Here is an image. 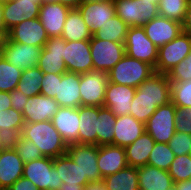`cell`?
Here are the masks:
<instances>
[{
  "label": "cell",
  "instance_id": "cell-56",
  "mask_svg": "<svg viewBox=\"0 0 191 190\" xmlns=\"http://www.w3.org/2000/svg\"><path fill=\"white\" fill-rule=\"evenodd\" d=\"M58 190H84V186L76 184V185H67L66 183H62Z\"/></svg>",
  "mask_w": 191,
  "mask_h": 190
},
{
  "label": "cell",
  "instance_id": "cell-16",
  "mask_svg": "<svg viewBox=\"0 0 191 190\" xmlns=\"http://www.w3.org/2000/svg\"><path fill=\"white\" fill-rule=\"evenodd\" d=\"M77 9L92 35L116 15L114 3L109 0L81 3Z\"/></svg>",
  "mask_w": 191,
  "mask_h": 190
},
{
  "label": "cell",
  "instance_id": "cell-55",
  "mask_svg": "<svg viewBox=\"0 0 191 190\" xmlns=\"http://www.w3.org/2000/svg\"><path fill=\"white\" fill-rule=\"evenodd\" d=\"M173 190H191V180L175 182Z\"/></svg>",
  "mask_w": 191,
  "mask_h": 190
},
{
  "label": "cell",
  "instance_id": "cell-40",
  "mask_svg": "<svg viewBox=\"0 0 191 190\" xmlns=\"http://www.w3.org/2000/svg\"><path fill=\"white\" fill-rule=\"evenodd\" d=\"M174 159L175 155L167 143H155L148 159V165L168 171Z\"/></svg>",
  "mask_w": 191,
  "mask_h": 190
},
{
  "label": "cell",
  "instance_id": "cell-34",
  "mask_svg": "<svg viewBox=\"0 0 191 190\" xmlns=\"http://www.w3.org/2000/svg\"><path fill=\"white\" fill-rule=\"evenodd\" d=\"M117 116L104 106L98 107L97 116V145H113L114 140V125Z\"/></svg>",
  "mask_w": 191,
  "mask_h": 190
},
{
  "label": "cell",
  "instance_id": "cell-7",
  "mask_svg": "<svg viewBox=\"0 0 191 190\" xmlns=\"http://www.w3.org/2000/svg\"><path fill=\"white\" fill-rule=\"evenodd\" d=\"M124 46L126 55L146 62L155 69L158 47L147 37L142 26L129 27Z\"/></svg>",
  "mask_w": 191,
  "mask_h": 190
},
{
  "label": "cell",
  "instance_id": "cell-35",
  "mask_svg": "<svg viewBox=\"0 0 191 190\" xmlns=\"http://www.w3.org/2000/svg\"><path fill=\"white\" fill-rule=\"evenodd\" d=\"M24 125L25 121L22 112L12 107L0 111V134L9 141L21 134Z\"/></svg>",
  "mask_w": 191,
  "mask_h": 190
},
{
  "label": "cell",
  "instance_id": "cell-47",
  "mask_svg": "<svg viewBox=\"0 0 191 190\" xmlns=\"http://www.w3.org/2000/svg\"><path fill=\"white\" fill-rule=\"evenodd\" d=\"M41 94L50 98H55L58 87V74L43 73V80L40 83Z\"/></svg>",
  "mask_w": 191,
  "mask_h": 190
},
{
  "label": "cell",
  "instance_id": "cell-13",
  "mask_svg": "<svg viewBox=\"0 0 191 190\" xmlns=\"http://www.w3.org/2000/svg\"><path fill=\"white\" fill-rule=\"evenodd\" d=\"M41 2L31 0L3 1V28L9 31L27 19H35L39 15Z\"/></svg>",
  "mask_w": 191,
  "mask_h": 190
},
{
  "label": "cell",
  "instance_id": "cell-4",
  "mask_svg": "<svg viewBox=\"0 0 191 190\" xmlns=\"http://www.w3.org/2000/svg\"><path fill=\"white\" fill-rule=\"evenodd\" d=\"M176 110L177 107L169 102L158 107L148 119L145 129L156 143H168L173 137L176 132Z\"/></svg>",
  "mask_w": 191,
  "mask_h": 190
},
{
  "label": "cell",
  "instance_id": "cell-9",
  "mask_svg": "<svg viewBox=\"0 0 191 190\" xmlns=\"http://www.w3.org/2000/svg\"><path fill=\"white\" fill-rule=\"evenodd\" d=\"M107 82L108 75L103 71L92 70L80 74L81 106L102 107Z\"/></svg>",
  "mask_w": 191,
  "mask_h": 190
},
{
  "label": "cell",
  "instance_id": "cell-36",
  "mask_svg": "<svg viewBox=\"0 0 191 190\" xmlns=\"http://www.w3.org/2000/svg\"><path fill=\"white\" fill-rule=\"evenodd\" d=\"M129 27L117 15L108 19V22L101 26L93 36L102 40H110L117 43H124Z\"/></svg>",
  "mask_w": 191,
  "mask_h": 190
},
{
  "label": "cell",
  "instance_id": "cell-1",
  "mask_svg": "<svg viewBox=\"0 0 191 190\" xmlns=\"http://www.w3.org/2000/svg\"><path fill=\"white\" fill-rule=\"evenodd\" d=\"M20 136L31 140L43 156L56 158L66 153L67 144L56 130L51 120L25 123Z\"/></svg>",
  "mask_w": 191,
  "mask_h": 190
},
{
  "label": "cell",
  "instance_id": "cell-15",
  "mask_svg": "<svg viewBox=\"0 0 191 190\" xmlns=\"http://www.w3.org/2000/svg\"><path fill=\"white\" fill-rule=\"evenodd\" d=\"M142 27L147 37L158 48L171 42L182 32V23L160 15L146 22Z\"/></svg>",
  "mask_w": 191,
  "mask_h": 190
},
{
  "label": "cell",
  "instance_id": "cell-23",
  "mask_svg": "<svg viewBox=\"0 0 191 190\" xmlns=\"http://www.w3.org/2000/svg\"><path fill=\"white\" fill-rule=\"evenodd\" d=\"M79 87L80 74L74 72L58 74V87L54 99L60 107L78 108L81 106Z\"/></svg>",
  "mask_w": 191,
  "mask_h": 190
},
{
  "label": "cell",
  "instance_id": "cell-53",
  "mask_svg": "<svg viewBox=\"0 0 191 190\" xmlns=\"http://www.w3.org/2000/svg\"><path fill=\"white\" fill-rule=\"evenodd\" d=\"M84 190H108L103 180L97 182H89L84 186Z\"/></svg>",
  "mask_w": 191,
  "mask_h": 190
},
{
  "label": "cell",
  "instance_id": "cell-8",
  "mask_svg": "<svg viewBox=\"0 0 191 190\" xmlns=\"http://www.w3.org/2000/svg\"><path fill=\"white\" fill-rule=\"evenodd\" d=\"M93 70L109 72L125 55L124 43L95 38L90 39Z\"/></svg>",
  "mask_w": 191,
  "mask_h": 190
},
{
  "label": "cell",
  "instance_id": "cell-43",
  "mask_svg": "<svg viewBox=\"0 0 191 190\" xmlns=\"http://www.w3.org/2000/svg\"><path fill=\"white\" fill-rule=\"evenodd\" d=\"M171 102L176 107L191 108V80L171 83Z\"/></svg>",
  "mask_w": 191,
  "mask_h": 190
},
{
  "label": "cell",
  "instance_id": "cell-26",
  "mask_svg": "<svg viewBox=\"0 0 191 190\" xmlns=\"http://www.w3.org/2000/svg\"><path fill=\"white\" fill-rule=\"evenodd\" d=\"M139 190H173L175 182L169 172L145 165L138 167Z\"/></svg>",
  "mask_w": 191,
  "mask_h": 190
},
{
  "label": "cell",
  "instance_id": "cell-12",
  "mask_svg": "<svg viewBox=\"0 0 191 190\" xmlns=\"http://www.w3.org/2000/svg\"><path fill=\"white\" fill-rule=\"evenodd\" d=\"M65 44L66 40L61 36L48 38L41 50L37 63V67L43 73L64 74L67 72V67L63 59Z\"/></svg>",
  "mask_w": 191,
  "mask_h": 190
},
{
  "label": "cell",
  "instance_id": "cell-5",
  "mask_svg": "<svg viewBox=\"0 0 191 190\" xmlns=\"http://www.w3.org/2000/svg\"><path fill=\"white\" fill-rule=\"evenodd\" d=\"M191 53V36L183 31L171 42L158 48L155 72L168 74Z\"/></svg>",
  "mask_w": 191,
  "mask_h": 190
},
{
  "label": "cell",
  "instance_id": "cell-61",
  "mask_svg": "<svg viewBox=\"0 0 191 190\" xmlns=\"http://www.w3.org/2000/svg\"><path fill=\"white\" fill-rule=\"evenodd\" d=\"M109 1L116 3V2L121 1V0H109Z\"/></svg>",
  "mask_w": 191,
  "mask_h": 190
},
{
  "label": "cell",
  "instance_id": "cell-50",
  "mask_svg": "<svg viewBox=\"0 0 191 190\" xmlns=\"http://www.w3.org/2000/svg\"><path fill=\"white\" fill-rule=\"evenodd\" d=\"M182 31L191 36V0H189L184 21L182 23Z\"/></svg>",
  "mask_w": 191,
  "mask_h": 190
},
{
  "label": "cell",
  "instance_id": "cell-42",
  "mask_svg": "<svg viewBox=\"0 0 191 190\" xmlns=\"http://www.w3.org/2000/svg\"><path fill=\"white\" fill-rule=\"evenodd\" d=\"M174 182L190 180L191 178V155L175 156L168 170Z\"/></svg>",
  "mask_w": 191,
  "mask_h": 190
},
{
  "label": "cell",
  "instance_id": "cell-24",
  "mask_svg": "<svg viewBox=\"0 0 191 190\" xmlns=\"http://www.w3.org/2000/svg\"><path fill=\"white\" fill-rule=\"evenodd\" d=\"M97 164L102 178L126 168L125 149L112 144L99 146Z\"/></svg>",
  "mask_w": 191,
  "mask_h": 190
},
{
  "label": "cell",
  "instance_id": "cell-60",
  "mask_svg": "<svg viewBox=\"0 0 191 190\" xmlns=\"http://www.w3.org/2000/svg\"><path fill=\"white\" fill-rule=\"evenodd\" d=\"M148 1H152L153 3H159V0H148Z\"/></svg>",
  "mask_w": 191,
  "mask_h": 190
},
{
  "label": "cell",
  "instance_id": "cell-48",
  "mask_svg": "<svg viewBox=\"0 0 191 190\" xmlns=\"http://www.w3.org/2000/svg\"><path fill=\"white\" fill-rule=\"evenodd\" d=\"M29 97L24 95L20 90L15 89L10 92V100L12 108L16 109L17 111L23 112L25 104Z\"/></svg>",
  "mask_w": 191,
  "mask_h": 190
},
{
  "label": "cell",
  "instance_id": "cell-49",
  "mask_svg": "<svg viewBox=\"0 0 191 190\" xmlns=\"http://www.w3.org/2000/svg\"><path fill=\"white\" fill-rule=\"evenodd\" d=\"M7 190H37L34 184L23 176L16 180Z\"/></svg>",
  "mask_w": 191,
  "mask_h": 190
},
{
  "label": "cell",
  "instance_id": "cell-17",
  "mask_svg": "<svg viewBox=\"0 0 191 190\" xmlns=\"http://www.w3.org/2000/svg\"><path fill=\"white\" fill-rule=\"evenodd\" d=\"M42 48L19 44L7 39L1 55L12 65L22 70L36 67Z\"/></svg>",
  "mask_w": 191,
  "mask_h": 190
},
{
  "label": "cell",
  "instance_id": "cell-31",
  "mask_svg": "<svg viewBox=\"0 0 191 190\" xmlns=\"http://www.w3.org/2000/svg\"><path fill=\"white\" fill-rule=\"evenodd\" d=\"M66 41L90 40L92 34L78 9H70L61 35Z\"/></svg>",
  "mask_w": 191,
  "mask_h": 190
},
{
  "label": "cell",
  "instance_id": "cell-3",
  "mask_svg": "<svg viewBox=\"0 0 191 190\" xmlns=\"http://www.w3.org/2000/svg\"><path fill=\"white\" fill-rule=\"evenodd\" d=\"M116 15L128 27L143 26L159 15L158 3L148 0H121L114 3Z\"/></svg>",
  "mask_w": 191,
  "mask_h": 190
},
{
  "label": "cell",
  "instance_id": "cell-11",
  "mask_svg": "<svg viewBox=\"0 0 191 190\" xmlns=\"http://www.w3.org/2000/svg\"><path fill=\"white\" fill-rule=\"evenodd\" d=\"M63 59L67 72L83 74L92 71L90 40L66 41Z\"/></svg>",
  "mask_w": 191,
  "mask_h": 190
},
{
  "label": "cell",
  "instance_id": "cell-18",
  "mask_svg": "<svg viewBox=\"0 0 191 190\" xmlns=\"http://www.w3.org/2000/svg\"><path fill=\"white\" fill-rule=\"evenodd\" d=\"M70 8L59 2L41 3L38 18L48 37H60Z\"/></svg>",
  "mask_w": 191,
  "mask_h": 190
},
{
  "label": "cell",
  "instance_id": "cell-38",
  "mask_svg": "<svg viewBox=\"0 0 191 190\" xmlns=\"http://www.w3.org/2000/svg\"><path fill=\"white\" fill-rule=\"evenodd\" d=\"M22 69L10 64L0 54V91L12 92L20 82Z\"/></svg>",
  "mask_w": 191,
  "mask_h": 190
},
{
  "label": "cell",
  "instance_id": "cell-45",
  "mask_svg": "<svg viewBox=\"0 0 191 190\" xmlns=\"http://www.w3.org/2000/svg\"><path fill=\"white\" fill-rule=\"evenodd\" d=\"M171 83L191 80V53L167 74Z\"/></svg>",
  "mask_w": 191,
  "mask_h": 190
},
{
  "label": "cell",
  "instance_id": "cell-6",
  "mask_svg": "<svg viewBox=\"0 0 191 190\" xmlns=\"http://www.w3.org/2000/svg\"><path fill=\"white\" fill-rule=\"evenodd\" d=\"M23 177L29 179L37 189L58 190L63 183L53 166V158L46 156L24 163Z\"/></svg>",
  "mask_w": 191,
  "mask_h": 190
},
{
  "label": "cell",
  "instance_id": "cell-57",
  "mask_svg": "<svg viewBox=\"0 0 191 190\" xmlns=\"http://www.w3.org/2000/svg\"><path fill=\"white\" fill-rule=\"evenodd\" d=\"M9 143V140L0 134V151Z\"/></svg>",
  "mask_w": 191,
  "mask_h": 190
},
{
  "label": "cell",
  "instance_id": "cell-51",
  "mask_svg": "<svg viewBox=\"0 0 191 190\" xmlns=\"http://www.w3.org/2000/svg\"><path fill=\"white\" fill-rule=\"evenodd\" d=\"M11 107L10 93L0 91V111L8 110Z\"/></svg>",
  "mask_w": 191,
  "mask_h": 190
},
{
  "label": "cell",
  "instance_id": "cell-14",
  "mask_svg": "<svg viewBox=\"0 0 191 190\" xmlns=\"http://www.w3.org/2000/svg\"><path fill=\"white\" fill-rule=\"evenodd\" d=\"M8 38L19 44H27L43 48L48 40L47 33L40 19H27L18 23L8 31Z\"/></svg>",
  "mask_w": 191,
  "mask_h": 190
},
{
  "label": "cell",
  "instance_id": "cell-27",
  "mask_svg": "<svg viewBox=\"0 0 191 190\" xmlns=\"http://www.w3.org/2000/svg\"><path fill=\"white\" fill-rule=\"evenodd\" d=\"M155 143L145 131L132 144L124 148L127 165L136 168L148 165V159Z\"/></svg>",
  "mask_w": 191,
  "mask_h": 190
},
{
  "label": "cell",
  "instance_id": "cell-25",
  "mask_svg": "<svg viewBox=\"0 0 191 190\" xmlns=\"http://www.w3.org/2000/svg\"><path fill=\"white\" fill-rule=\"evenodd\" d=\"M145 131V124L136 120L132 115L117 116L114 125L113 145L125 148L132 144Z\"/></svg>",
  "mask_w": 191,
  "mask_h": 190
},
{
  "label": "cell",
  "instance_id": "cell-21",
  "mask_svg": "<svg viewBox=\"0 0 191 190\" xmlns=\"http://www.w3.org/2000/svg\"><path fill=\"white\" fill-rule=\"evenodd\" d=\"M60 108L54 98L42 94L29 97L22 112L25 123L51 120Z\"/></svg>",
  "mask_w": 191,
  "mask_h": 190
},
{
  "label": "cell",
  "instance_id": "cell-62",
  "mask_svg": "<svg viewBox=\"0 0 191 190\" xmlns=\"http://www.w3.org/2000/svg\"><path fill=\"white\" fill-rule=\"evenodd\" d=\"M31 1H35V2H41V3H42V0H31Z\"/></svg>",
  "mask_w": 191,
  "mask_h": 190
},
{
  "label": "cell",
  "instance_id": "cell-39",
  "mask_svg": "<svg viewBox=\"0 0 191 190\" xmlns=\"http://www.w3.org/2000/svg\"><path fill=\"white\" fill-rule=\"evenodd\" d=\"M189 0H159L160 16L183 23Z\"/></svg>",
  "mask_w": 191,
  "mask_h": 190
},
{
  "label": "cell",
  "instance_id": "cell-44",
  "mask_svg": "<svg viewBox=\"0 0 191 190\" xmlns=\"http://www.w3.org/2000/svg\"><path fill=\"white\" fill-rule=\"evenodd\" d=\"M168 146L172 149V152L175 156L179 155H191V135L176 131L167 143Z\"/></svg>",
  "mask_w": 191,
  "mask_h": 190
},
{
  "label": "cell",
  "instance_id": "cell-37",
  "mask_svg": "<svg viewBox=\"0 0 191 190\" xmlns=\"http://www.w3.org/2000/svg\"><path fill=\"white\" fill-rule=\"evenodd\" d=\"M43 80V72L37 66L22 70L20 82L17 84L20 90L27 97L41 94L40 83Z\"/></svg>",
  "mask_w": 191,
  "mask_h": 190
},
{
  "label": "cell",
  "instance_id": "cell-29",
  "mask_svg": "<svg viewBox=\"0 0 191 190\" xmlns=\"http://www.w3.org/2000/svg\"><path fill=\"white\" fill-rule=\"evenodd\" d=\"M140 97L171 98V82L167 74L154 72L135 91Z\"/></svg>",
  "mask_w": 191,
  "mask_h": 190
},
{
  "label": "cell",
  "instance_id": "cell-30",
  "mask_svg": "<svg viewBox=\"0 0 191 190\" xmlns=\"http://www.w3.org/2000/svg\"><path fill=\"white\" fill-rule=\"evenodd\" d=\"M53 166L58 172L59 179L67 185L85 186L88 182L87 177H83L79 166L65 153L53 158Z\"/></svg>",
  "mask_w": 191,
  "mask_h": 190
},
{
  "label": "cell",
  "instance_id": "cell-10",
  "mask_svg": "<svg viewBox=\"0 0 191 190\" xmlns=\"http://www.w3.org/2000/svg\"><path fill=\"white\" fill-rule=\"evenodd\" d=\"M98 151V145H67L66 153L79 166L83 177H87L88 182H97L103 180L97 164Z\"/></svg>",
  "mask_w": 191,
  "mask_h": 190
},
{
  "label": "cell",
  "instance_id": "cell-20",
  "mask_svg": "<svg viewBox=\"0 0 191 190\" xmlns=\"http://www.w3.org/2000/svg\"><path fill=\"white\" fill-rule=\"evenodd\" d=\"M136 88L107 82L103 106L109 108L116 116L130 114L131 102Z\"/></svg>",
  "mask_w": 191,
  "mask_h": 190
},
{
  "label": "cell",
  "instance_id": "cell-33",
  "mask_svg": "<svg viewBox=\"0 0 191 190\" xmlns=\"http://www.w3.org/2000/svg\"><path fill=\"white\" fill-rule=\"evenodd\" d=\"M108 190H139L138 168L127 166L103 178Z\"/></svg>",
  "mask_w": 191,
  "mask_h": 190
},
{
  "label": "cell",
  "instance_id": "cell-58",
  "mask_svg": "<svg viewBox=\"0 0 191 190\" xmlns=\"http://www.w3.org/2000/svg\"><path fill=\"white\" fill-rule=\"evenodd\" d=\"M0 27H3V1H0Z\"/></svg>",
  "mask_w": 191,
  "mask_h": 190
},
{
  "label": "cell",
  "instance_id": "cell-46",
  "mask_svg": "<svg viewBox=\"0 0 191 190\" xmlns=\"http://www.w3.org/2000/svg\"><path fill=\"white\" fill-rule=\"evenodd\" d=\"M175 119L176 131L191 135V108L177 107Z\"/></svg>",
  "mask_w": 191,
  "mask_h": 190
},
{
  "label": "cell",
  "instance_id": "cell-2",
  "mask_svg": "<svg viewBox=\"0 0 191 190\" xmlns=\"http://www.w3.org/2000/svg\"><path fill=\"white\" fill-rule=\"evenodd\" d=\"M154 72L150 64L125 54L107 75L108 82L137 88Z\"/></svg>",
  "mask_w": 191,
  "mask_h": 190
},
{
  "label": "cell",
  "instance_id": "cell-41",
  "mask_svg": "<svg viewBox=\"0 0 191 190\" xmlns=\"http://www.w3.org/2000/svg\"><path fill=\"white\" fill-rule=\"evenodd\" d=\"M9 143L14 147L24 163L44 157L31 140L23 139L20 135L11 139Z\"/></svg>",
  "mask_w": 191,
  "mask_h": 190
},
{
  "label": "cell",
  "instance_id": "cell-52",
  "mask_svg": "<svg viewBox=\"0 0 191 190\" xmlns=\"http://www.w3.org/2000/svg\"><path fill=\"white\" fill-rule=\"evenodd\" d=\"M59 2L62 5L69 7L70 9H77L82 3L81 0H42V3Z\"/></svg>",
  "mask_w": 191,
  "mask_h": 190
},
{
  "label": "cell",
  "instance_id": "cell-32",
  "mask_svg": "<svg viewBox=\"0 0 191 190\" xmlns=\"http://www.w3.org/2000/svg\"><path fill=\"white\" fill-rule=\"evenodd\" d=\"M169 102H171V98L140 97L135 92L131 102V111L129 115H132L136 120L146 124L158 107Z\"/></svg>",
  "mask_w": 191,
  "mask_h": 190
},
{
  "label": "cell",
  "instance_id": "cell-19",
  "mask_svg": "<svg viewBox=\"0 0 191 190\" xmlns=\"http://www.w3.org/2000/svg\"><path fill=\"white\" fill-rule=\"evenodd\" d=\"M24 162L8 143L0 151V190H7L16 180L23 176Z\"/></svg>",
  "mask_w": 191,
  "mask_h": 190
},
{
  "label": "cell",
  "instance_id": "cell-22",
  "mask_svg": "<svg viewBox=\"0 0 191 190\" xmlns=\"http://www.w3.org/2000/svg\"><path fill=\"white\" fill-rule=\"evenodd\" d=\"M52 124L67 144H78L79 110L78 108L60 107L51 119Z\"/></svg>",
  "mask_w": 191,
  "mask_h": 190
},
{
  "label": "cell",
  "instance_id": "cell-59",
  "mask_svg": "<svg viewBox=\"0 0 191 190\" xmlns=\"http://www.w3.org/2000/svg\"><path fill=\"white\" fill-rule=\"evenodd\" d=\"M82 3H87V2H98V1H107V0H81Z\"/></svg>",
  "mask_w": 191,
  "mask_h": 190
},
{
  "label": "cell",
  "instance_id": "cell-28",
  "mask_svg": "<svg viewBox=\"0 0 191 190\" xmlns=\"http://www.w3.org/2000/svg\"><path fill=\"white\" fill-rule=\"evenodd\" d=\"M78 144L97 145L98 107L79 106Z\"/></svg>",
  "mask_w": 191,
  "mask_h": 190
},
{
  "label": "cell",
  "instance_id": "cell-54",
  "mask_svg": "<svg viewBox=\"0 0 191 190\" xmlns=\"http://www.w3.org/2000/svg\"><path fill=\"white\" fill-rule=\"evenodd\" d=\"M7 39H8V31L3 27H0V54L2 53L4 47L6 46Z\"/></svg>",
  "mask_w": 191,
  "mask_h": 190
}]
</instances>
